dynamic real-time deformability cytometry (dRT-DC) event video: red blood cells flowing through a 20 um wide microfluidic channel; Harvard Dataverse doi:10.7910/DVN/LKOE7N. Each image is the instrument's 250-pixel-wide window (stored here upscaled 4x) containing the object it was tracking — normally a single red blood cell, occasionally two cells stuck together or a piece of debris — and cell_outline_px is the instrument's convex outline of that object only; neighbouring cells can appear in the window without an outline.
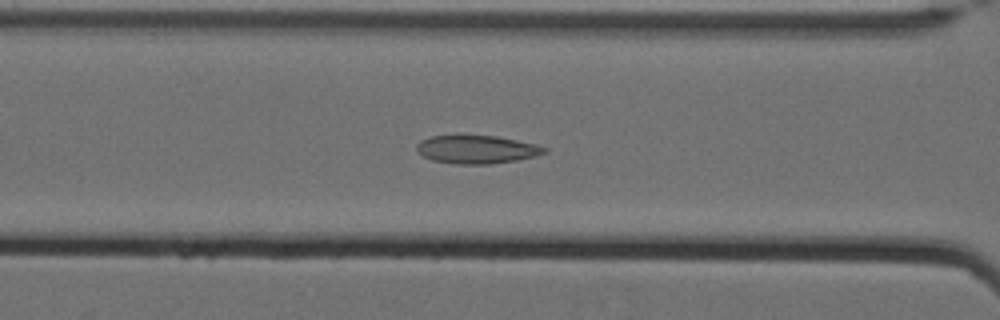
{"species": "Egyptian fruit bat (a non-hibernating species)", "species_latin": "Rousettus aegyptiacus", "temperature_condition": "cold", "stored_images_in_passage": 59, "camera_frame_rate_fps": 3000, "um_per_image_px": 0.085, "animal": {"sex": "female"}, "frame": {"image": 1, "passage_image": 27, "time_ms": 8.667, "image_size_px": [1000, 320], "cell_outline_px": [[548, 152], [536, 156], [516, 160], [488, 164], [456, 164], [432, 160], [424, 156], [416, 148], [416, 144], [420, 140], [432, 136], [496, 136], [536, 144], [548, 148]], "centroid_in_image_um": [40.55, 12.71], "position_along_channel_um": 126.1, "area_um2": 20.81}}
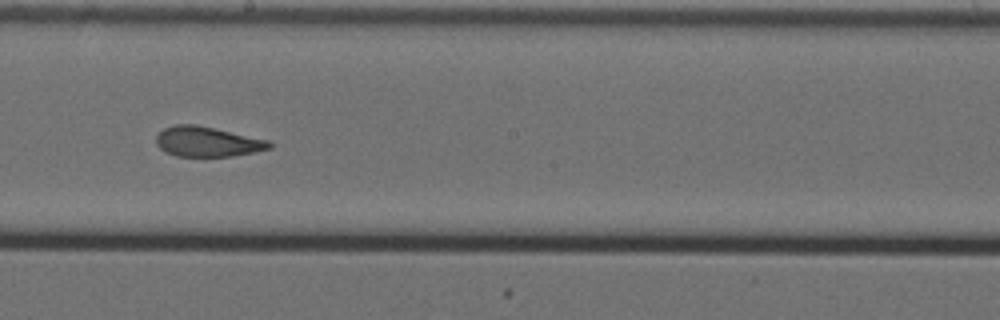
{"frame": {"image": 2, "passage_image": 36, "time_ms": 11.667, "image_size_px": [1000, 320], "cell_outline_px": [[272, 148], [232, 156], [176, 156], [164, 152], [156, 144], [156, 136], [164, 128], [176, 124], [196, 124], [268, 140], [272, 144]], "centroid_in_image_um": [17.59, 12.04], "position_along_channel_um": 230.6, "area_um2": 19.71}}
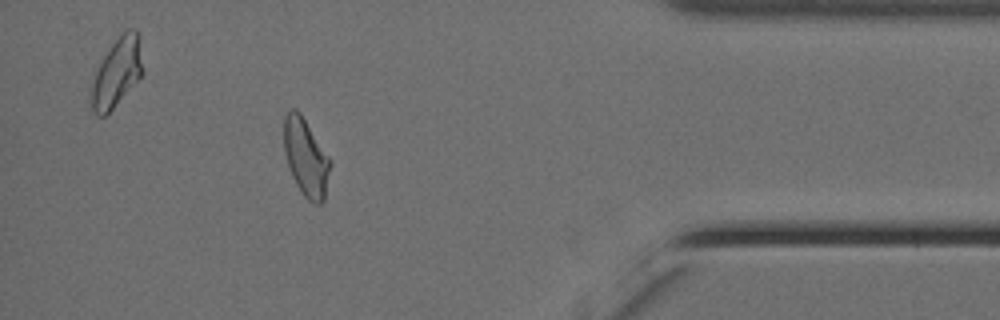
{"frame": {"image": 3, "passage_image": 54, "time_ms": 17.667, "image_size_px": [1000, 320], "cell_outline_px": [[332, 164], [324, 200], [320, 204], [312, 204], [304, 196], [296, 184], [292, 176], [284, 152], [284, 116], [288, 108], [296, 108], [300, 112], [332, 160]], "centroid_in_image_um": [26.01, 13.37], "position_along_channel_um": 409.2, "area_um2": 21.27}, "authors_computed_cell_mechanics": {"area_um2": 21.5016, "velocity_mm_per_s": 3.4697, "shape_relaxation_time_tau1_ms": null, "shape_relaxation_time_tau2_ms": 1.849, "deformation_change_tau1": null, "deformation_change_tau2": 0.1008}}